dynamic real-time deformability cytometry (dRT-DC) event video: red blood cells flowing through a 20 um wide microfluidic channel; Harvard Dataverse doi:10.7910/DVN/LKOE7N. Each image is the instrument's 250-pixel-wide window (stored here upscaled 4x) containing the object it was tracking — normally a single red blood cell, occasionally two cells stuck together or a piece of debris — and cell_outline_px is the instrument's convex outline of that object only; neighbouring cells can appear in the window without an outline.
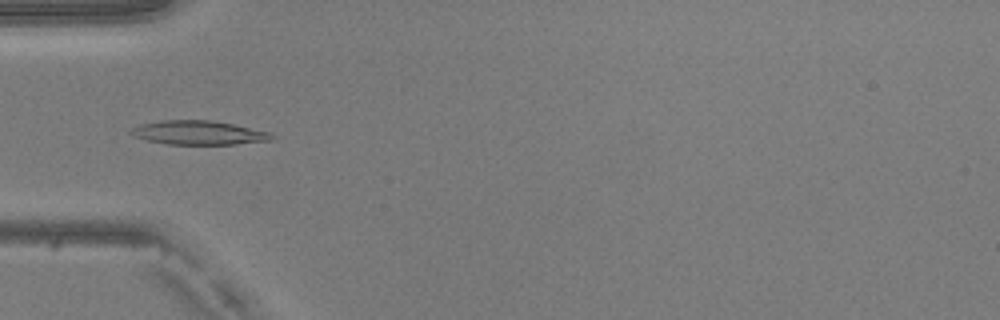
{"species": "common noctule bat (a hibernating species)", "species_latin": "Nyctalus noctula", "temperature_condition": "warm", "stored_images_in_passage": 38, "camera_frame_rate_fps": 3000, "um_per_image_px": 0.085, "animal": {"sex": "male", "body_mass_g": 20.5, "forearm_length_mm": 52.5}, "frame": {"image": 1, "passage_image": 5, "time_ms": 1.333, "image_size_px": [1000, 320], "cell_outline_px": [[276, 136], [272, 140], [236, 144], [168, 144], [148, 140], [136, 136], [128, 132], [132, 128], [140, 124], [160, 120], [212, 120], [272, 132]], "centroid_in_image_um": [16.93, 11.27], "position_along_channel_um": 68.1, "area_um2": 19.65}}
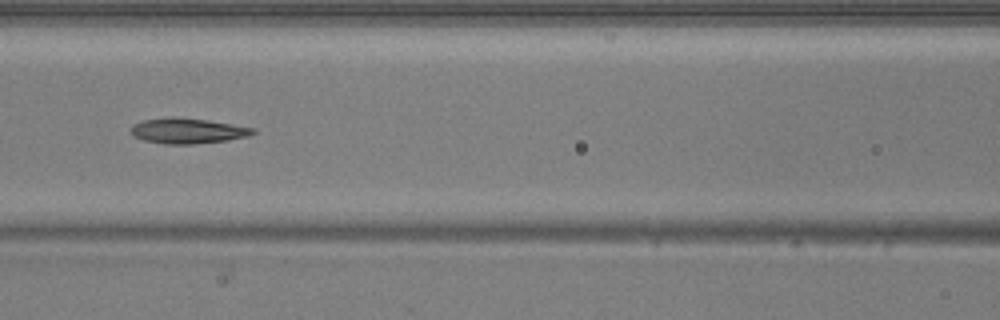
{"frame": {"image": 2, "passage_image": 11, "time_ms": 3.333, "image_size_px": [1000, 320], "cell_outline_px": [[256, 132], [248, 136], [228, 140], [192, 144], [164, 144], [144, 140], [132, 136], [132, 124], [144, 120], [172, 116], [176, 116], [208, 120], [256, 128]], "centroid_in_image_um": [15.95, 11.11], "position_along_channel_um": 150.6, "area_um2": 18.15}}
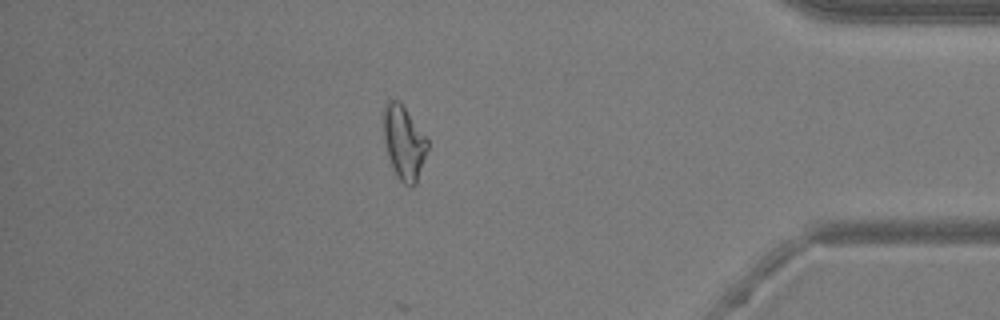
{"frame": {"image": 3, "passage_image": 32, "time_ms": 10.333, "image_size_px": [1000, 320], "cell_outline_px": [[428, 148], [416, 184], [412, 188], [408, 188], [396, 176], [392, 168], [388, 156], [384, 140], [384, 104], [388, 100], [400, 100], [428, 136]], "centroid_in_image_um": [34.36, 12.11], "position_along_channel_um": 400.8, "area_um2": 19.42}}